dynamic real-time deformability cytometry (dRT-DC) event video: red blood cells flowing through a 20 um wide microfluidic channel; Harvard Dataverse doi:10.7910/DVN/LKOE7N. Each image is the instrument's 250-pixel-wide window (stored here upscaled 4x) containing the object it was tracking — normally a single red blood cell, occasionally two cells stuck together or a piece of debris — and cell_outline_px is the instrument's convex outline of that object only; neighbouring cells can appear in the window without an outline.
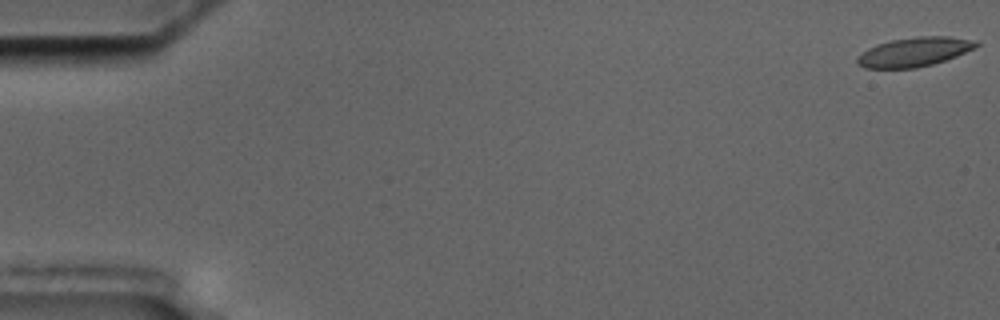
{"species": "common noctule bat (a hibernating species)", "species_latin": "Nyctalus noctula", "temperature_condition": "cold", "stored_images_in_passage": 57, "camera_frame_rate_fps": 3000, "um_per_image_px": 0.085, "animal": {"sex": "male", "body_mass_g": 17.5, "forearm_length_mm": 52.3}, "frame": {"image": 1, "passage_image": 1, "time_ms": 0.0, "image_size_px": [1000, 320], "cell_outline_px": [[980, 44], [976, 48], [956, 56], [932, 64], [916, 68], [864, 68], [856, 64], [856, 56], [868, 48], [876, 44], [892, 40], [916, 36], [948, 36], [972, 40]], "centroid_in_image_um": [77.67, 4.41], "position_along_channel_um": 7.3, "area_um2": 20.29}}
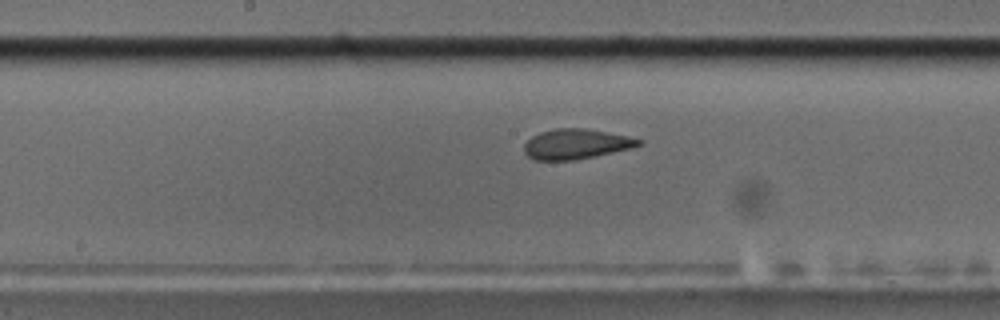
{"frame": {"image": 2, "passage_image": 30, "time_ms": 9.667, "image_size_px": [1000, 320], "cell_outline_px": [[644, 144], [632, 148], [572, 160], [536, 160], [528, 156], [524, 152], [524, 144], [532, 136], [540, 132], [556, 128], [584, 128], [628, 136], [644, 140]], "centroid_in_image_um": [48.98, 12.23], "position_along_channel_um": 199.2, "area_um2": 19.94}}
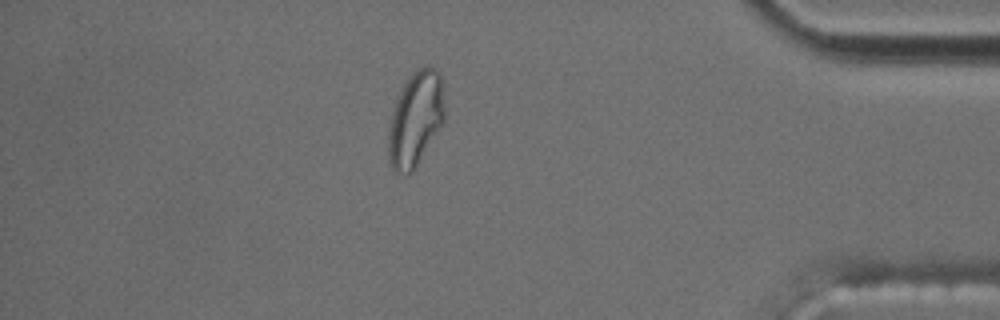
{"frame": {"image": 3, "passage_image": 50, "time_ms": 16.333, "image_size_px": [1000, 320], "cell_outline_px": [[444, 120], [412, 172], [396, 172], [392, 168], [388, 160], [388, 128], [392, 112], [396, 100], [404, 84], [412, 72], [416, 68], [424, 64], [436, 68], [440, 72], [444, 80]], "centroid_in_image_um": [35.33, 10.02], "position_along_channel_um": 399.9, "area_um2": 31.15}, "authors_computed_cell_mechanics": {"area_um2": 20.7502, "velocity_mm_per_s": 3.541, "shape_relaxation_time_tau1_ms": null, "shape_relaxation_time_tau2_ms": 1.0381, "deformation_change_tau1": null, "deformation_change_tau2": 0.0799}}